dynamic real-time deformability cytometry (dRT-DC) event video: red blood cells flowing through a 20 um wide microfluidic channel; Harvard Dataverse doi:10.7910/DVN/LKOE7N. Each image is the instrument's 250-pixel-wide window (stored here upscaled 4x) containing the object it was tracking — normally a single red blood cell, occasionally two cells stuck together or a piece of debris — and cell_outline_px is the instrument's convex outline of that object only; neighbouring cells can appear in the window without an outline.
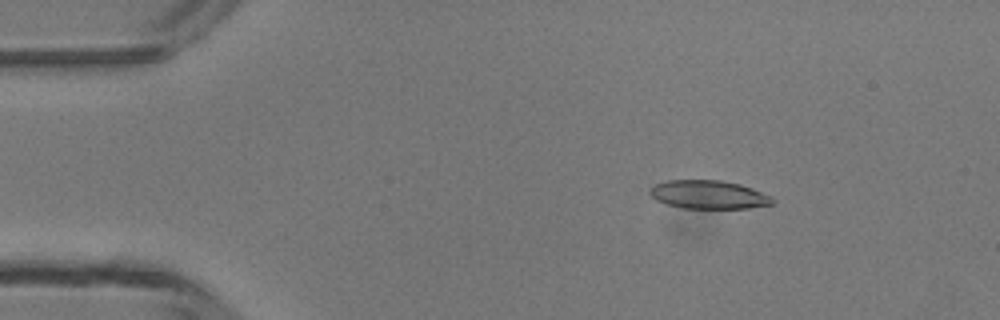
{"species": "common noctule bat (a hibernating species)", "species_latin": "Nyctalus noctula", "temperature_condition": "room temperature", "stored_images_in_passage": 4, "camera_frame_rate_fps": 3000, "um_per_image_px": 0.085, "animal": {"sex": "male", "body_mass_g": 13.3}, "frame": {"image": 1, "passage_image": 2, "time_ms": 1.333, "image_size_px": [1000, 320], "cell_outline_px": [[776, 204], [748, 208], [680, 208], [656, 200], [648, 192], [648, 188], [652, 184], [668, 180], [720, 180], [740, 184], [752, 188], [772, 196], [776, 200]], "centroid_in_image_um": [60.24, 16.54], "position_along_channel_um": 24.8, "area_um2": 20.63}}
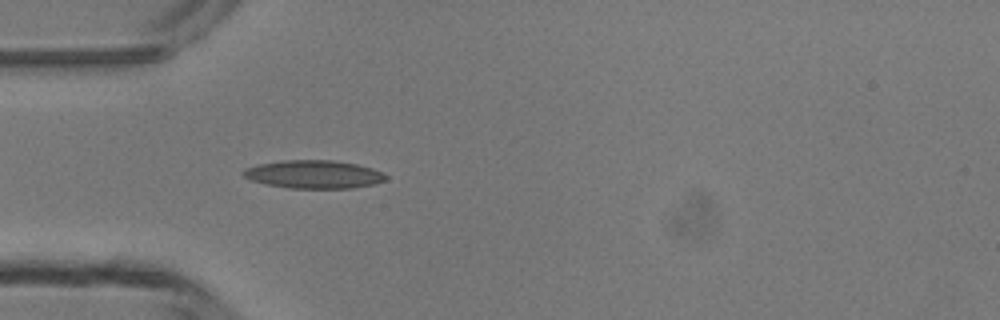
{"frame": {"image": 2, "passage_image": 4, "time_ms": 3.667, "image_size_px": [1000, 320], "cell_outline_px": [[388, 180], [376, 184], [352, 188], [288, 188], [264, 184], [252, 180], [244, 176], [240, 172], [244, 168], [260, 164], [284, 160], [332, 160], [356, 164], [372, 168], [384, 172], [388, 176]], "centroid_in_image_um": [26.71, 14.82], "position_along_channel_um": 58.3, "area_um2": 23.58}}